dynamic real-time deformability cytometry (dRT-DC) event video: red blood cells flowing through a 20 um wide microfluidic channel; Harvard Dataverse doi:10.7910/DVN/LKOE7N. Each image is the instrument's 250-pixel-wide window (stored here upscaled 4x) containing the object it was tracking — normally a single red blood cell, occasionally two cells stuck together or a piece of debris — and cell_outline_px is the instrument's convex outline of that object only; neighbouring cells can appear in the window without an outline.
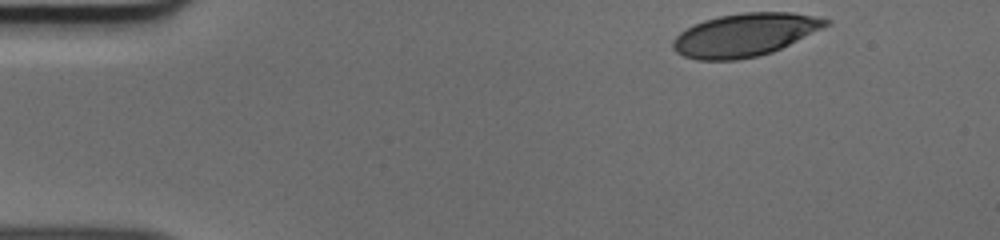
{"species": "human", "species_latin": "Homo sapiens", "temperature_condition": "cold", "stored_images_in_passage": 45, "camera_frame_rate_fps": 3000, "um_per_image_px": 0.085, "donor": {"sex": "male"}, "frame": {"image": 1, "passage_image": 1, "time_ms": 0.0, "image_size_px": [1000, 240], "cell_outline_px": [[832, 24], [772, 52], [756, 56], [736, 60], [696, 60], [684, 56], [676, 52], [672, 48], [672, 40], [680, 32], [704, 20], [720, 16], [744, 12], [792, 12], [832, 20]], "centroid_in_image_um": [63.31, 2.96], "position_along_channel_um": 21.7, "area_um2": 38.15}}
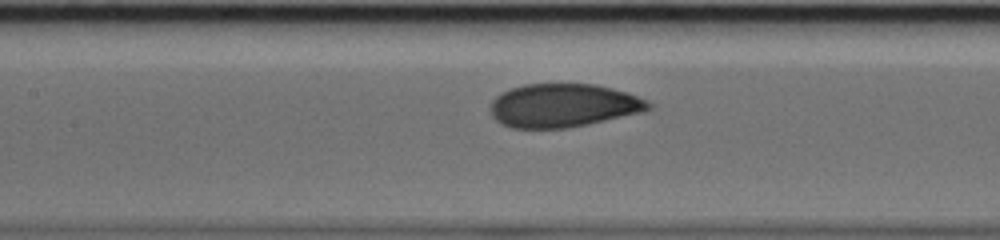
{"frame": {"image": 2, "passage_image": 18, "time_ms": 5.667, "image_size_px": [1000, 240], "cell_outline_px": [[652, 108], [644, 112], [588, 124], [568, 128], [512, 128], [500, 124], [492, 116], [492, 100], [496, 96], [512, 88], [524, 84], [596, 84], [624, 92], [648, 100], [652, 104]], "centroid_in_image_um": [47.89, 8.98], "position_along_channel_um": 159.5, "area_um2": 39.94}}
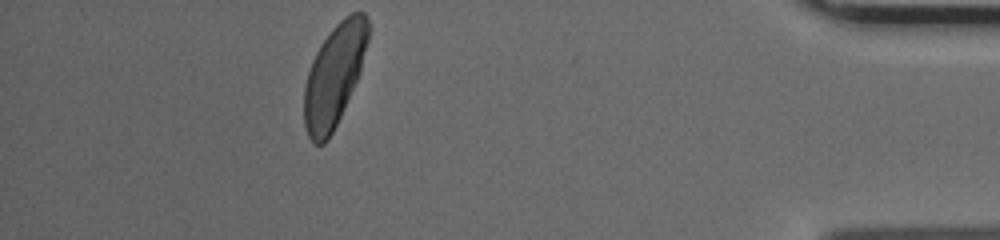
{"frame": {"image": 3, "passage_image": 40, "time_ms": 13.0, "image_size_px": [1000, 240], "cell_outline_px": [[368, 40], [360, 72], [344, 108], [328, 140], [324, 144], [316, 144], [308, 136], [304, 124], [304, 88], [308, 72], [312, 60], [320, 44], [332, 28], [344, 16], [352, 12], [364, 12], [368, 20]], "centroid_in_image_um": [28.4, 6.39], "position_along_channel_um": 406.8, "area_um2": 37.69}}